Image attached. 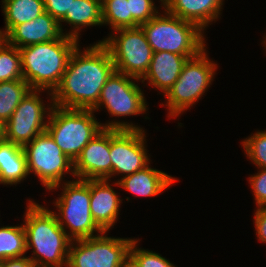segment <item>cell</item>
Instances as JSON below:
<instances>
[{"mask_svg":"<svg viewBox=\"0 0 266 267\" xmlns=\"http://www.w3.org/2000/svg\"><path fill=\"white\" fill-rule=\"evenodd\" d=\"M192 57L195 56H183L167 51L155 52L146 74L139 81H148V84L165 95L177 81L185 62Z\"/></svg>","mask_w":266,"mask_h":267,"instance_id":"18","label":"cell"},{"mask_svg":"<svg viewBox=\"0 0 266 267\" xmlns=\"http://www.w3.org/2000/svg\"><path fill=\"white\" fill-rule=\"evenodd\" d=\"M28 175L23 147L6 140L0 141V184L17 185Z\"/></svg>","mask_w":266,"mask_h":267,"instance_id":"21","label":"cell"},{"mask_svg":"<svg viewBox=\"0 0 266 267\" xmlns=\"http://www.w3.org/2000/svg\"><path fill=\"white\" fill-rule=\"evenodd\" d=\"M74 178L108 179L112 178V163L110 159V129L103 128L82 149L73 162Z\"/></svg>","mask_w":266,"mask_h":267,"instance_id":"14","label":"cell"},{"mask_svg":"<svg viewBox=\"0 0 266 267\" xmlns=\"http://www.w3.org/2000/svg\"><path fill=\"white\" fill-rule=\"evenodd\" d=\"M207 54L205 48L197 56L189 58L177 81L164 95L167 99L168 117H177L188 110L212 85L217 64L211 61Z\"/></svg>","mask_w":266,"mask_h":267,"instance_id":"7","label":"cell"},{"mask_svg":"<svg viewBox=\"0 0 266 267\" xmlns=\"http://www.w3.org/2000/svg\"><path fill=\"white\" fill-rule=\"evenodd\" d=\"M63 35L59 22L45 11L34 20L16 25L7 34V42L19 49L56 40Z\"/></svg>","mask_w":266,"mask_h":267,"instance_id":"16","label":"cell"},{"mask_svg":"<svg viewBox=\"0 0 266 267\" xmlns=\"http://www.w3.org/2000/svg\"><path fill=\"white\" fill-rule=\"evenodd\" d=\"M75 180V181H74ZM54 186L62 195L53 202L59 212L55 216L71 240L85 239L102 234L104 231L94 221L90 210V179H74ZM66 226V227H65ZM69 228V232L66 230ZM97 235H94V233ZM100 233V234H99Z\"/></svg>","mask_w":266,"mask_h":267,"instance_id":"6","label":"cell"},{"mask_svg":"<svg viewBox=\"0 0 266 267\" xmlns=\"http://www.w3.org/2000/svg\"><path fill=\"white\" fill-rule=\"evenodd\" d=\"M92 109H69L54 106L50 112L46 131L62 152L74 162L82 149L105 129L143 130L132 122L97 121ZM103 124V125H102Z\"/></svg>","mask_w":266,"mask_h":267,"instance_id":"3","label":"cell"},{"mask_svg":"<svg viewBox=\"0 0 266 267\" xmlns=\"http://www.w3.org/2000/svg\"><path fill=\"white\" fill-rule=\"evenodd\" d=\"M26 253V232L23 224L0 227V261L24 257Z\"/></svg>","mask_w":266,"mask_h":267,"instance_id":"24","label":"cell"},{"mask_svg":"<svg viewBox=\"0 0 266 267\" xmlns=\"http://www.w3.org/2000/svg\"><path fill=\"white\" fill-rule=\"evenodd\" d=\"M263 44H264V47H265V50H266V36L264 37Z\"/></svg>","mask_w":266,"mask_h":267,"instance_id":"37","label":"cell"},{"mask_svg":"<svg viewBox=\"0 0 266 267\" xmlns=\"http://www.w3.org/2000/svg\"><path fill=\"white\" fill-rule=\"evenodd\" d=\"M23 79L20 50L6 42L0 49V82Z\"/></svg>","mask_w":266,"mask_h":267,"instance_id":"26","label":"cell"},{"mask_svg":"<svg viewBox=\"0 0 266 267\" xmlns=\"http://www.w3.org/2000/svg\"><path fill=\"white\" fill-rule=\"evenodd\" d=\"M23 223L26 250L36 267H67L71 239L60 226L55 213L34 200H29Z\"/></svg>","mask_w":266,"mask_h":267,"instance_id":"2","label":"cell"},{"mask_svg":"<svg viewBox=\"0 0 266 267\" xmlns=\"http://www.w3.org/2000/svg\"><path fill=\"white\" fill-rule=\"evenodd\" d=\"M0 267H36L29 257L12 258L0 261Z\"/></svg>","mask_w":266,"mask_h":267,"instance_id":"33","label":"cell"},{"mask_svg":"<svg viewBox=\"0 0 266 267\" xmlns=\"http://www.w3.org/2000/svg\"><path fill=\"white\" fill-rule=\"evenodd\" d=\"M98 43L110 52L116 71L138 79L146 74L153 50L140 26L115 30Z\"/></svg>","mask_w":266,"mask_h":267,"instance_id":"8","label":"cell"},{"mask_svg":"<svg viewBox=\"0 0 266 267\" xmlns=\"http://www.w3.org/2000/svg\"><path fill=\"white\" fill-rule=\"evenodd\" d=\"M144 131L110 129L112 177L131 175L150 164Z\"/></svg>","mask_w":266,"mask_h":267,"instance_id":"13","label":"cell"},{"mask_svg":"<svg viewBox=\"0 0 266 267\" xmlns=\"http://www.w3.org/2000/svg\"><path fill=\"white\" fill-rule=\"evenodd\" d=\"M45 90L31 89L18 104L12 116L5 123V140L21 147L30 143L35 137L46 131L53 102L49 106L40 98V92ZM47 117H46V116Z\"/></svg>","mask_w":266,"mask_h":267,"instance_id":"11","label":"cell"},{"mask_svg":"<svg viewBox=\"0 0 266 267\" xmlns=\"http://www.w3.org/2000/svg\"><path fill=\"white\" fill-rule=\"evenodd\" d=\"M171 175L149 167V164L137 172L121 177L114 185L129 191L133 195L142 197L156 196L177 181Z\"/></svg>","mask_w":266,"mask_h":267,"instance_id":"19","label":"cell"},{"mask_svg":"<svg viewBox=\"0 0 266 267\" xmlns=\"http://www.w3.org/2000/svg\"><path fill=\"white\" fill-rule=\"evenodd\" d=\"M62 22L70 24L71 31L64 33ZM64 35L75 38L79 41L82 27L102 26V0H72L70 11L59 22Z\"/></svg>","mask_w":266,"mask_h":267,"instance_id":"20","label":"cell"},{"mask_svg":"<svg viewBox=\"0 0 266 267\" xmlns=\"http://www.w3.org/2000/svg\"><path fill=\"white\" fill-rule=\"evenodd\" d=\"M43 3L45 11L60 22L70 11L72 0H43Z\"/></svg>","mask_w":266,"mask_h":267,"instance_id":"31","label":"cell"},{"mask_svg":"<svg viewBox=\"0 0 266 267\" xmlns=\"http://www.w3.org/2000/svg\"><path fill=\"white\" fill-rule=\"evenodd\" d=\"M133 17V27H138L155 17L159 11L153 0H128Z\"/></svg>","mask_w":266,"mask_h":267,"instance_id":"29","label":"cell"},{"mask_svg":"<svg viewBox=\"0 0 266 267\" xmlns=\"http://www.w3.org/2000/svg\"><path fill=\"white\" fill-rule=\"evenodd\" d=\"M133 80L138 82L140 79L114 70L106 80L98 103L92 110L97 112L104 106L111 116L118 118L144 114L148 110L146 99L142 89Z\"/></svg>","mask_w":266,"mask_h":267,"instance_id":"12","label":"cell"},{"mask_svg":"<svg viewBox=\"0 0 266 267\" xmlns=\"http://www.w3.org/2000/svg\"><path fill=\"white\" fill-rule=\"evenodd\" d=\"M106 233L72 240L67 267H120L134 239L108 237Z\"/></svg>","mask_w":266,"mask_h":267,"instance_id":"9","label":"cell"},{"mask_svg":"<svg viewBox=\"0 0 266 267\" xmlns=\"http://www.w3.org/2000/svg\"><path fill=\"white\" fill-rule=\"evenodd\" d=\"M30 90L29 84L24 79L0 82V120L3 123L9 120Z\"/></svg>","mask_w":266,"mask_h":267,"instance_id":"23","label":"cell"},{"mask_svg":"<svg viewBox=\"0 0 266 267\" xmlns=\"http://www.w3.org/2000/svg\"><path fill=\"white\" fill-rule=\"evenodd\" d=\"M138 240H133L130 254L138 261L141 267H175L173 263L160 254L137 247Z\"/></svg>","mask_w":266,"mask_h":267,"instance_id":"28","label":"cell"},{"mask_svg":"<svg viewBox=\"0 0 266 267\" xmlns=\"http://www.w3.org/2000/svg\"><path fill=\"white\" fill-rule=\"evenodd\" d=\"M249 183L256 207L266 206V168H259V171L249 177Z\"/></svg>","mask_w":266,"mask_h":267,"instance_id":"30","label":"cell"},{"mask_svg":"<svg viewBox=\"0 0 266 267\" xmlns=\"http://www.w3.org/2000/svg\"><path fill=\"white\" fill-rule=\"evenodd\" d=\"M254 212L255 231L260 242L266 243V206L256 207Z\"/></svg>","mask_w":266,"mask_h":267,"instance_id":"32","label":"cell"},{"mask_svg":"<svg viewBox=\"0 0 266 267\" xmlns=\"http://www.w3.org/2000/svg\"><path fill=\"white\" fill-rule=\"evenodd\" d=\"M78 45L70 55L59 85L52 92L54 106L92 109L101 90L115 70L110 52L102 43H94L82 52Z\"/></svg>","mask_w":266,"mask_h":267,"instance_id":"1","label":"cell"},{"mask_svg":"<svg viewBox=\"0 0 266 267\" xmlns=\"http://www.w3.org/2000/svg\"><path fill=\"white\" fill-rule=\"evenodd\" d=\"M7 42V35L4 33V31L0 30V49L1 47Z\"/></svg>","mask_w":266,"mask_h":267,"instance_id":"35","label":"cell"},{"mask_svg":"<svg viewBox=\"0 0 266 267\" xmlns=\"http://www.w3.org/2000/svg\"><path fill=\"white\" fill-rule=\"evenodd\" d=\"M120 267H141L138 261L129 253Z\"/></svg>","mask_w":266,"mask_h":267,"instance_id":"34","label":"cell"},{"mask_svg":"<svg viewBox=\"0 0 266 267\" xmlns=\"http://www.w3.org/2000/svg\"><path fill=\"white\" fill-rule=\"evenodd\" d=\"M102 20L112 30L133 28V17L128 0H102Z\"/></svg>","mask_w":266,"mask_h":267,"instance_id":"25","label":"cell"},{"mask_svg":"<svg viewBox=\"0 0 266 267\" xmlns=\"http://www.w3.org/2000/svg\"><path fill=\"white\" fill-rule=\"evenodd\" d=\"M122 199L108 179H90V210L96 224L108 232L118 220Z\"/></svg>","mask_w":266,"mask_h":267,"instance_id":"15","label":"cell"},{"mask_svg":"<svg viewBox=\"0 0 266 267\" xmlns=\"http://www.w3.org/2000/svg\"><path fill=\"white\" fill-rule=\"evenodd\" d=\"M5 140V123L0 120V141Z\"/></svg>","mask_w":266,"mask_h":267,"instance_id":"36","label":"cell"},{"mask_svg":"<svg viewBox=\"0 0 266 267\" xmlns=\"http://www.w3.org/2000/svg\"><path fill=\"white\" fill-rule=\"evenodd\" d=\"M28 174L34 173L47 190L62 183L63 176L73 172V162L56 145L47 131L38 134L24 147Z\"/></svg>","mask_w":266,"mask_h":267,"instance_id":"10","label":"cell"},{"mask_svg":"<svg viewBox=\"0 0 266 267\" xmlns=\"http://www.w3.org/2000/svg\"><path fill=\"white\" fill-rule=\"evenodd\" d=\"M140 25L155 52L167 51L183 56H197L205 49V37L197 25L164 10Z\"/></svg>","mask_w":266,"mask_h":267,"instance_id":"5","label":"cell"},{"mask_svg":"<svg viewBox=\"0 0 266 267\" xmlns=\"http://www.w3.org/2000/svg\"><path fill=\"white\" fill-rule=\"evenodd\" d=\"M169 14L197 25L202 31L221 15L224 0H160ZM163 5V6H162Z\"/></svg>","mask_w":266,"mask_h":267,"instance_id":"17","label":"cell"},{"mask_svg":"<svg viewBox=\"0 0 266 267\" xmlns=\"http://www.w3.org/2000/svg\"><path fill=\"white\" fill-rule=\"evenodd\" d=\"M245 154L259 168H266V131L258 130L242 140Z\"/></svg>","mask_w":266,"mask_h":267,"instance_id":"27","label":"cell"},{"mask_svg":"<svg viewBox=\"0 0 266 267\" xmlns=\"http://www.w3.org/2000/svg\"><path fill=\"white\" fill-rule=\"evenodd\" d=\"M78 43L75 38L63 35L56 40L19 48L23 79L29 87L47 90L52 99V92L59 85L70 55Z\"/></svg>","mask_w":266,"mask_h":267,"instance_id":"4","label":"cell"},{"mask_svg":"<svg viewBox=\"0 0 266 267\" xmlns=\"http://www.w3.org/2000/svg\"><path fill=\"white\" fill-rule=\"evenodd\" d=\"M7 35L16 25L34 20L45 12L43 0H2Z\"/></svg>","mask_w":266,"mask_h":267,"instance_id":"22","label":"cell"}]
</instances>
